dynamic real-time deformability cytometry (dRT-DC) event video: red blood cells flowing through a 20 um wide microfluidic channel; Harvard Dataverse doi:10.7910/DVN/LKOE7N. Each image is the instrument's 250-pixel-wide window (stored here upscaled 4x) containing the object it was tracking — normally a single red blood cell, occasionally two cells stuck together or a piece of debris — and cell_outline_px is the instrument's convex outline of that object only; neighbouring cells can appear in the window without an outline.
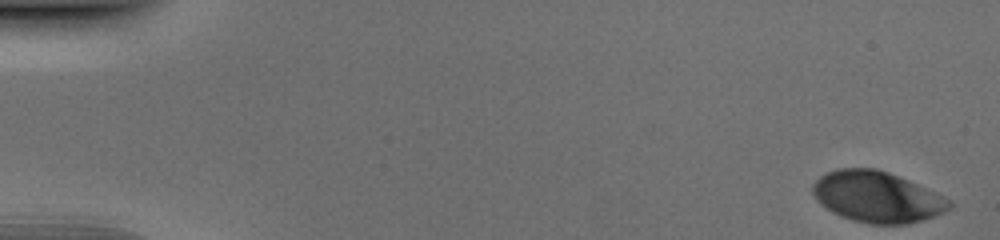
{"species": "human", "species_latin": "Homo sapiens", "temperature_condition": "cold", "stored_images_in_passage": 46, "camera_frame_rate_fps": 3000, "um_per_image_px": 0.085, "donor": {"sex": "male"}, "frame": {"image": 1, "passage_image": 1, "time_ms": 0.0, "image_size_px": [1000, 240], "cell_outline_px": [[952, 208], [944, 212], [920, 220], [904, 224], [868, 224], [852, 220], [840, 216], [832, 212], [812, 192], [812, 184], [820, 176], [836, 168], [876, 168], [888, 172], [908, 180], [952, 200]], "centroid_in_image_um": [74.56, 16.73], "position_along_channel_um": 10.4, "area_um2": 40.23}}
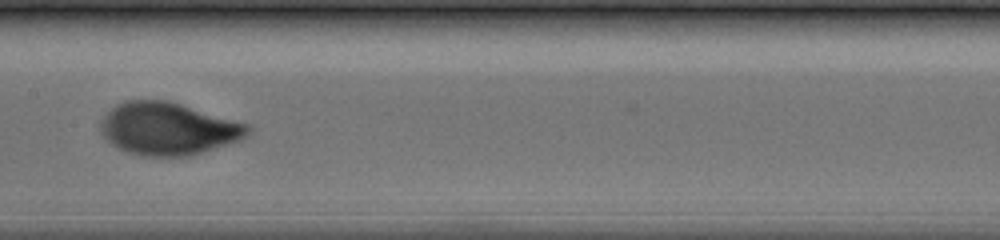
{"frame": {"image": 2, "passage_image": 27, "time_ms": 8.667, "image_size_px": [1000, 240], "cell_outline_px": [[252, 128], [240, 140], [188, 156], [140, 156], [116, 148], [100, 132], [100, 124], [104, 116], [116, 104], [124, 100], [168, 100], [248, 124]], "centroid_in_image_um": [14.25, 10.94], "position_along_channel_um": 193.1, "area_um2": 44.8}}
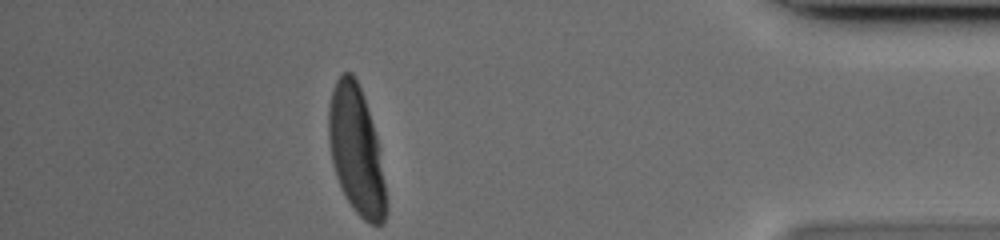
{"frame": {"image": 3, "passage_image": 46, "time_ms": 15.0, "image_size_px": [1000, 240], "cell_outline_px": [[388, 212], [384, 220], [380, 224], [368, 224], [352, 208], [336, 176], [332, 160], [328, 136], [328, 108], [332, 88], [336, 80], [344, 72], [352, 72], [360, 88], [380, 148], [388, 208]], "centroid_in_image_um": [30.29, 12.82], "position_along_channel_um": 404.9, "area_um2": 42.6}}